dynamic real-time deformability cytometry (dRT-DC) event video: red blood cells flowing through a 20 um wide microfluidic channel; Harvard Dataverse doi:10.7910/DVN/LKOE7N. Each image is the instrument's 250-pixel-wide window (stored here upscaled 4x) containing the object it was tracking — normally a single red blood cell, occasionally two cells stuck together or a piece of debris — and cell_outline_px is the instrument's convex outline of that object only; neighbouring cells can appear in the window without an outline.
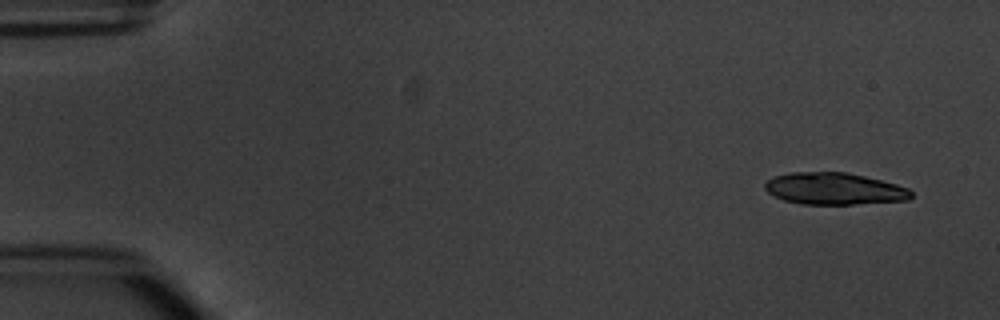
{"species": "common noctule bat (a hibernating species)", "species_latin": "Nyctalus noctula", "temperature_condition": "warm", "stored_images_in_passage": 5, "camera_frame_rate_fps": 3000, "um_per_image_px": 0.085, "animal": {"sex": "male", "body_mass_g": 20.1, "forearm_length_mm": 53.5}, "frame": {"image": 1, "passage_image": 1, "time_ms": 0.0, "image_size_px": [1000, 320], "cell_outline_px": [[912, 196], [908, 200], [852, 204], [800, 204], [784, 200], [768, 192], [764, 188], [764, 184], [768, 180], [776, 176], [792, 172], [844, 172], [864, 176], [896, 184], [908, 188], [912, 192]], "centroid_in_image_um": [70.91, 16.04], "position_along_channel_um": 14.1, "area_um2": 26.93}}